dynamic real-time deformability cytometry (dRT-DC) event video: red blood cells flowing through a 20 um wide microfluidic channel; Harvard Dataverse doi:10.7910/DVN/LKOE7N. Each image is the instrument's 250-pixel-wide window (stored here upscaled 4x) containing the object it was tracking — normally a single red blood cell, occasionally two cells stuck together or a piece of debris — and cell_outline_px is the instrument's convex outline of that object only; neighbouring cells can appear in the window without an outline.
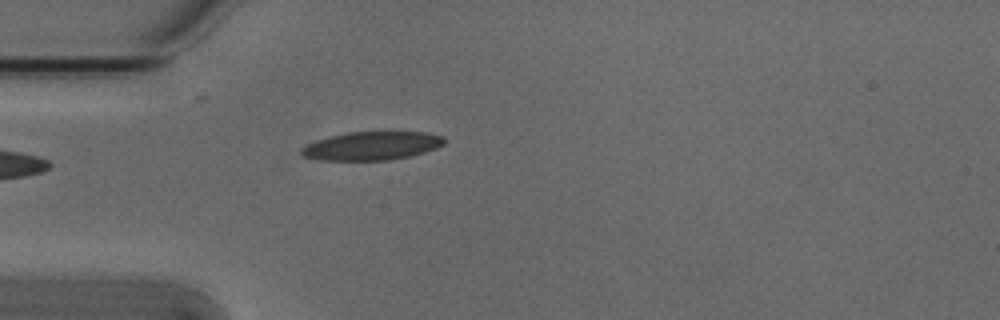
{"species": "Egyptian fruit bat (a non-hibernating species)", "species_latin": "Rousettus aegyptiacus", "temperature_condition": "cold", "stored_images_in_passage": 5, "camera_frame_rate_fps": 3000, "um_per_image_px": 0.085, "animal": {"sex": "male"}, "frame": {"image": 1, "passage_image": 5, "time_ms": 1.333, "image_size_px": [1000, 320], "cell_outline_px": [[444, 144], [436, 148], [424, 152], [408, 156], [388, 160], [320, 160], [300, 156], [300, 148], [316, 140], [348, 132], [428, 132], [444, 136]], "centroid_in_image_um": [31.58, 12.4], "position_along_channel_um": 53.4, "area_um2": 23.64}}